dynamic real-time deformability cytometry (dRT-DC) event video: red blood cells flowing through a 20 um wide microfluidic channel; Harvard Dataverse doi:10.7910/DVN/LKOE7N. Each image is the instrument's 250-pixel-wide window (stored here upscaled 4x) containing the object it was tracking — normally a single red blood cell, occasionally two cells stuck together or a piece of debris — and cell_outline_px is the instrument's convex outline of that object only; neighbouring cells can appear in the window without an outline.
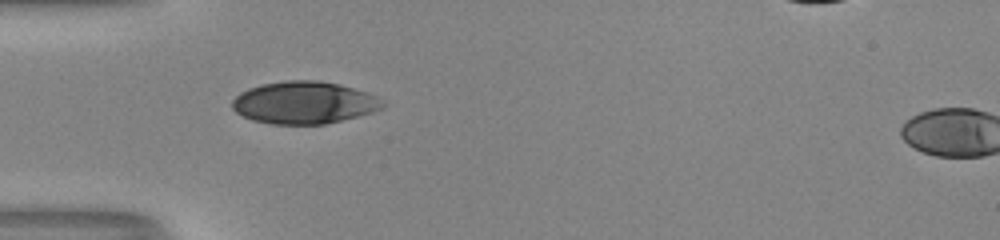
{"species": "human", "species_latin": "Homo sapiens", "temperature_condition": "room temperature", "stored_images_in_passage": 36, "camera_frame_rate_fps": 3000, "um_per_image_px": 0.085, "donor": {"sex": "male"}, "frame": {"image": 1, "passage_image": 1, "time_ms": 0.0, "image_size_px": [1000, 240], "cell_outline_px": [[388, 104], [384, 108], [372, 112], [324, 124], [272, 124], [252, 120], [236, 112], [232, 108], [232, 100], [240, 92], [248, 88], [260, 84], [284, 80], [320, 80], [340, 84], [376, 96], [384, 100]], "centroid_in_image_um": [25.84, 8.71], "position_along_channel_um": 59.2, "area_um2": 37.22}}
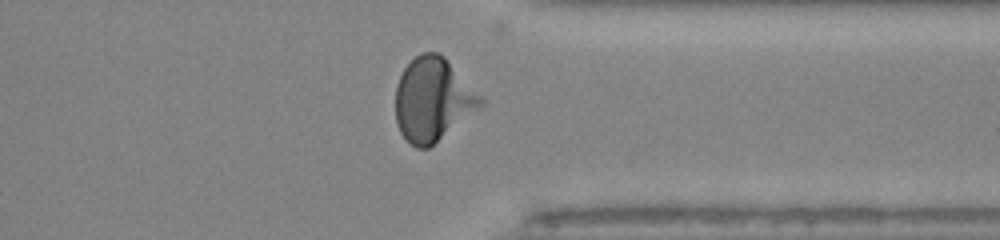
{"frame": {"image": 2, "passage_image": 25, "time_ms": 8.0, "image_size_px": [1000, 240], "cell_outline_px": [[484, 104], [428, 148], [416, 148], [400, 132], [396, 124], [396, 84], [404, 68], [420, 52], [436, 52], [444, 56], [484, 96]], "centroid_in_image_um": [36.8, 8.43], "position_along_channel_um": 374.6, "area_um2": 41.27}}
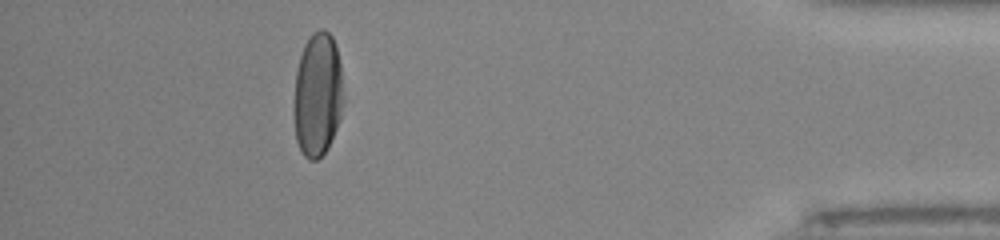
{"frame": {"image": 3, "passage_image": 31, "time_ms": 10.0, "image_size_px": [1000, 240], "cell_outline_px": [[344, 100], [340, 120], [328, 148], [316, 160], [308, 160], [300, 152], [296, 140], [296, 72], [300, 56], [304, 44], [312, 32], [320, 28], [324, 28], [332, 36], [336, 48], [340, 64]], "centroid_in_image_um": [27.03, 8.04], "position_along_channel_um": 408.2, "area_um2": 35.55}, "authors_computed_cell_mechanics": {"area_um2": 39.1884, "velocity_mm_per_s": 4.0391, "shape_relaxation_time_tau1_ms": 2.8045, "shape_relaxation_time_tau2_ms": null, "deformation_change_tau1": 0.1812, "deformation_change_tau2": null}}